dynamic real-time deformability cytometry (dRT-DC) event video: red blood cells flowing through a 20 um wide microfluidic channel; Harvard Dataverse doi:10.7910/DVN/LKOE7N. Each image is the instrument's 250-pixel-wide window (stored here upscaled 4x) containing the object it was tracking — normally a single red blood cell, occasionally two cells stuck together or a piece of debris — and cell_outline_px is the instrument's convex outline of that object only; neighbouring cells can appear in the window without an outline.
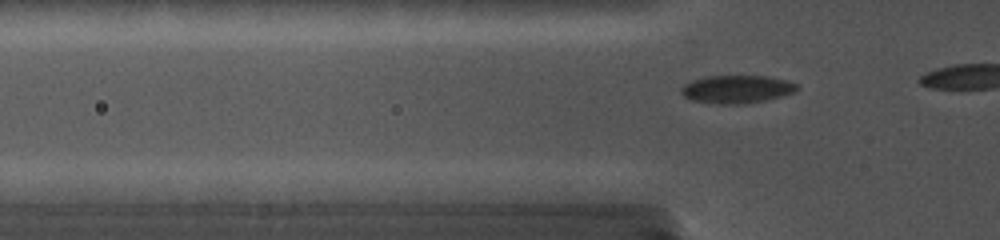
{"species": "common noctule bat (a hibernating species)", "species_latin": "Nyctalus noctula", "temperature_condition": "cold", "stored_images_in_passage": 16, "camera_frame_rate_fps": 5000, "um_per_image_px": 0.085, "animal": {"sex": "female", "body_mass_g": 19.0, "forearm_length_mm": 56.7}, "frame": {"image": 1, "passage_image": 8, "time_ms": 1.2, "image_size_px": [1000, 240], "cell_outline_px": [[800, 88], [792, 92], [780, 96], [764, 100], [740, 104], [720, 104], [692, 100], [684, 96], [680, 92], [680, 88], [684, 84], [692, 80], [704, 76], [768, 76], [788, 80], [796, 84]], "centroid_in_image_um": [62.59, 7.57], "position_along_channel_um": 63.2, "area_um2": 18.79}}
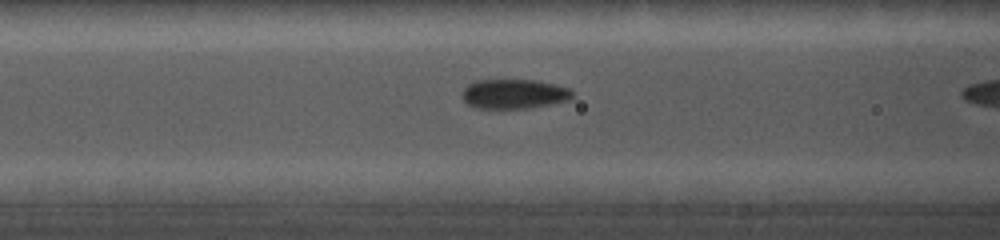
{"frame": {"image": 2, "passage_image": 14, "time_ms": 2.8, "image_size_px": [1000, 240], "cell_outline_px": [[572, 100], [532, 108], [476, 108], [468, 104], [464, 100], [464, 88], [468, 84], [476, 80], [536, 80], [556, 84], [572, 88]], "centroid_in_image_um": [43.77, 7.98], "position_along_channel_um": 122.8, "area_um2": 19.13}}